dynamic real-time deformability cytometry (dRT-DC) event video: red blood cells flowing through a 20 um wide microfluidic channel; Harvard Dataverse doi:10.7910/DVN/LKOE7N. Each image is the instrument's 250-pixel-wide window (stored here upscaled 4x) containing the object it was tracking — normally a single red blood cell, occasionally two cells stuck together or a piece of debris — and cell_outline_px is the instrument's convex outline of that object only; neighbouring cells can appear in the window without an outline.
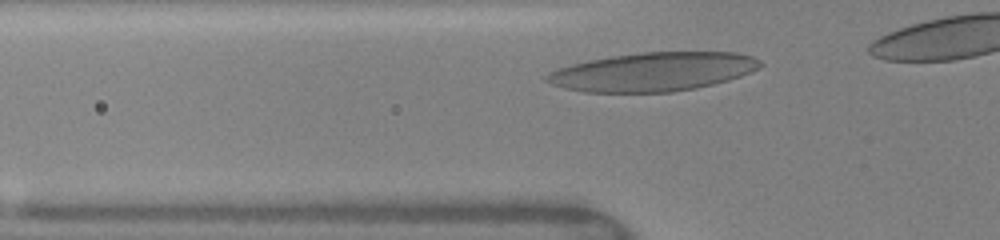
{"species": "human", "species_latin": "Homo sapiens", "temperature_condition": "warm", "stored_images_in_passage": 5, "camera_frame_rate_fps": 3000, "um_per_image_px": 0.085, "donor": {"sex": "female"}, "frame": {"image": 1, "passage_image": 2, "time_ms": 0.333, "image_size_px": [1000, 240], "cell_outline_px": [[764, 64], [760, 68], [740, 76], [728, 80], [696, 88], [672, 92], [584, 92], [564, 88], [552, 84], [544, 80], [544, 76], [548, 72], [556, 68], [588, 60], [612, 56], [644, 52], [736, 52], [752, 56], [760, 60]], "centroid_in_image_um": [55.49, 6.1], "position_along_channel_um": 70.3, "area_um2": 48.32}}